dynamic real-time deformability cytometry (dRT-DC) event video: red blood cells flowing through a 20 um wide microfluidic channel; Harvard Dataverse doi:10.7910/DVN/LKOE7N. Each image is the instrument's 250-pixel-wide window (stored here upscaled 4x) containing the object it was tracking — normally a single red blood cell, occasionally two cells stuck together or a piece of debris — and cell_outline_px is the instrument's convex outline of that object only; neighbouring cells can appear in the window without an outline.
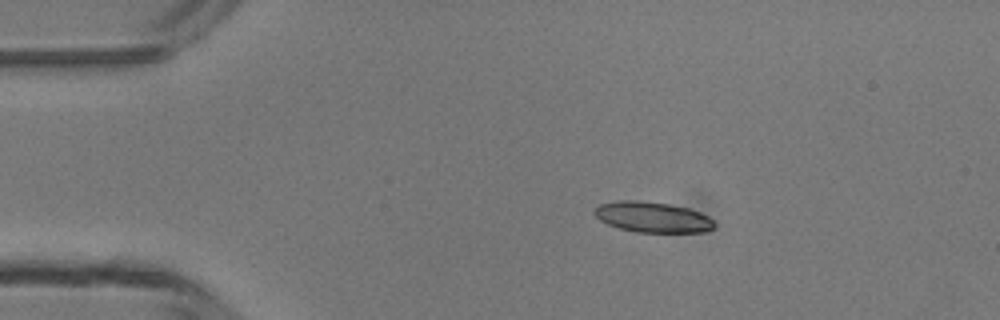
{"species": "common noctule bat (a hibernating species)", "species_latin": "Nyctalus noctula", "temperature_condition": "room temperature", "stored_images_in_passage": 4, "camera_frame_rate_fps": 3000, "um_per_image_px": 0.085, "animal": {"sex": "male", "body_mass_g": 13.3}, "frame": {"image": 1, "passage_image": 2, "time_ms": 1.0, "image_size_px": [1000, 320], "cell_outline_px": [[716, 224], [712, 228], [704, 232], [636, 232], [620, 228], [608, 224], [600, 220], [592, 212], [600, 204], [616, 200], [640, 200], [668, 204], [688, 208], [700, 212], [708, 216]], "centroid_in_image_um": [55.45, 18.45], "position_along_channel_um": 29.5, "area_um2": 21.33}}
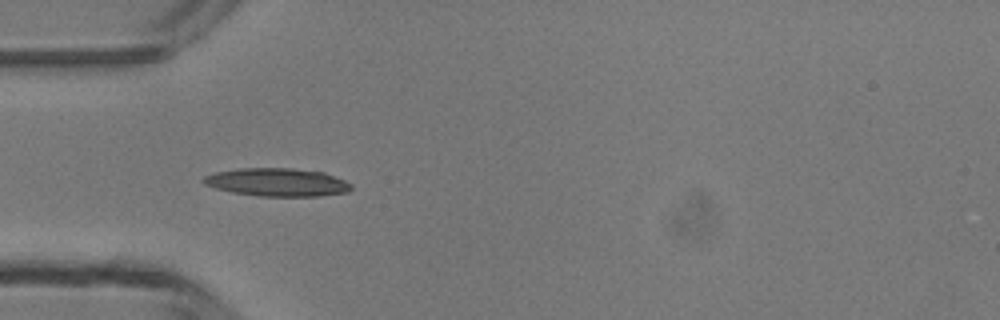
{"frame": {"image": 2, "passage_image": 3, "time_ms": 3.0, "image_size_px": [1000, 320], "cell_outline_px": [[352, 188], [348, 192], [320, 196], [260, 196], [232, 192], [216, 188], [204, 184], [200, 180], [204, 176], [216, 172], [240, 168], [292, 168], [324, 172], [344, 180], [352, 184]], "centroid_in_image_um": [23.56, 15.49], "position_along_channel_um": 61.4, "area_um2": 24.22}}
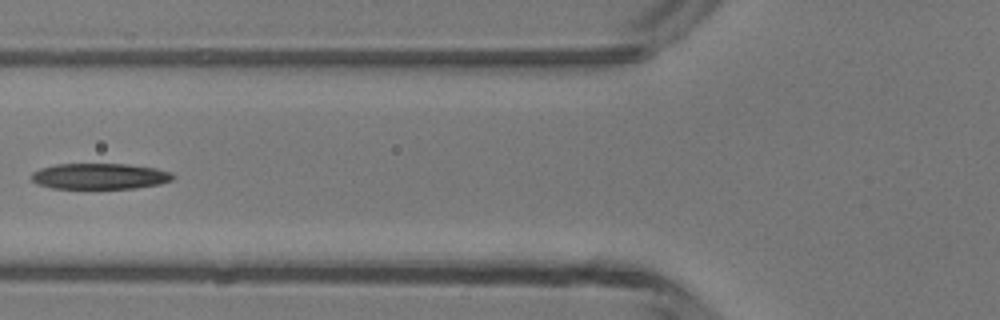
{"frame": {"image": 3, "passage_image": 4, "time_ms": 4.333, "image_size_px": [1000, 320], "cell_outline_px": [[176, 176], [172, 180], [160, 184], [136, 188], [52, 188], [36, 184], [32, 180], [32, 172], [40, 168], [56, 164], [128, 164], [156, 168], [172, 172]], "centroid_in_image_um": [8.5, 14.97], "position_along_channel_um": 117.3, "area_um2": 21.44}}